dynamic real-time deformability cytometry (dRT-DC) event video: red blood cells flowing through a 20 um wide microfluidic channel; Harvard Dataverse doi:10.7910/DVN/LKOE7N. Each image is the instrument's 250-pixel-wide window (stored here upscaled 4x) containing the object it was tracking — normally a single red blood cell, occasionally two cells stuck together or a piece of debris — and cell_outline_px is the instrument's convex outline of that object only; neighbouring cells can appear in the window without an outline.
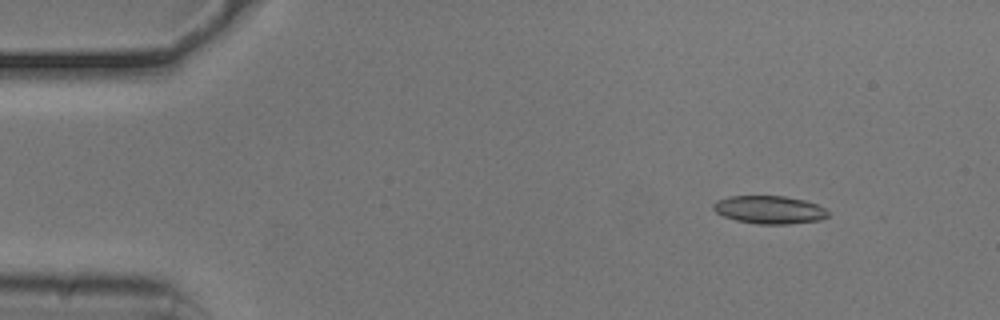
{"species": "common noctule bat (a hibernating species)", "species_latin": "Nyctalus noctula", "temperature_condition": "cold", "stored_images_in_passage": 29, "camera_frame_rate_fps": 3000, "um_per_image_px": 0.085, "animal": {"sex": "male", "body_mass_g": 20.5, "forearm_length_mm": 52.5}, "frame": {"image": 1, "passage_image": 6, "time_ms": 1.667, "image_size_px": [1000, 320], "cell_outline_px": [[828, 216], [820, 220], [788, 224], [760, 224], [736, 220], [724, 216], [716, 212], [712, 208], [712, 204], [716, 200], [728, 196], [784, 196], [804, 200], [816, 204], [824, 208], [828, 212]], "centroid_in_image_um": [65.37, 17.82], "position_along_channel_um": 19.6, "area_um2": 18.67}}
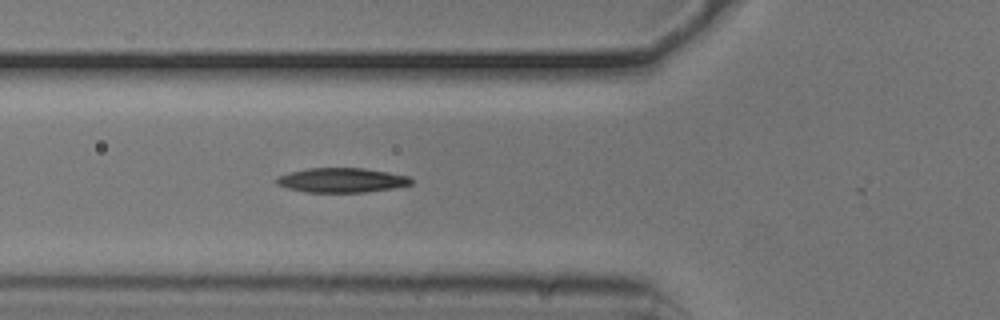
{"frame": {"image": 2, "passage_image": 19, "time_ms": 6.0, "image_size_px": [1000, 320], "cell_outline_px": [[412, 184], [392, 188], [368, 192], [304, 192], [288, 188], [276, 184], [276, 176], [288, 172], [308, 168], [364, 168], [388, 172], [408, 176], [412, 180]], "centroid_in_image_um": [29.01, 15.31], "position_along_channel_um": 96.8, "area_um2": 19.31}}
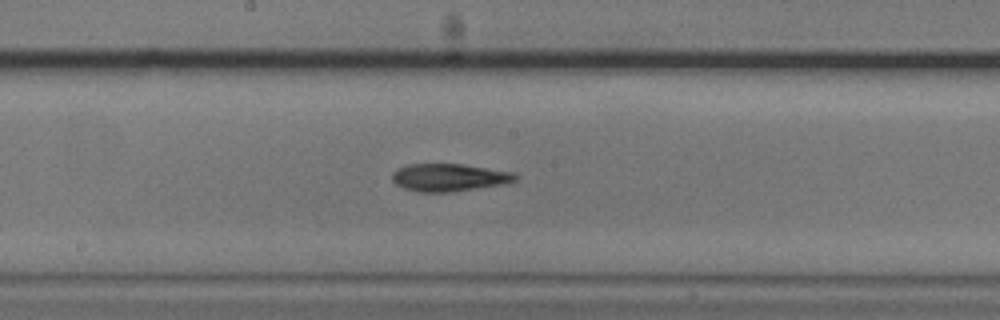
{"frame": {"image": 3, "passage_image": 28, "time_ms": 9.0, "image_size_px": [1000, 320], "cell_outline_px": [[520, 176], [516, 180], [508, 184], [452, 192], [416, 192], [404, 188], [396, 184], [392, 180], [392, 172], [396, 168], [408, 164], [460, 164], [516, 172]], "centroid_in_image_um": [38.21, 15.09], "position_along_channel_um": 210.0, "area_um2": 20.23}}